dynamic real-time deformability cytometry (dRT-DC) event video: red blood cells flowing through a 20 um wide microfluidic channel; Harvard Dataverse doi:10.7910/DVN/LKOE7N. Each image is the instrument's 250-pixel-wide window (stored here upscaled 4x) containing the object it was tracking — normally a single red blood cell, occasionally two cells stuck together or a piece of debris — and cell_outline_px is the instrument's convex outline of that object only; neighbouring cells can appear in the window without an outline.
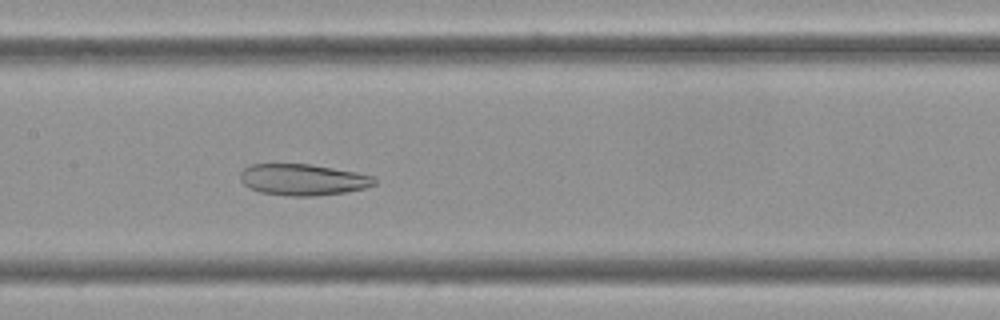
{"species": "Egyptian fruit bat (a non-hibernating species)", "species_latin": "Rousettus aegyptiacus", "temperature_condition": "cold", "stored_images_in_passage": 35, "camera_frame_rate_fps": 3000, "um_per_image_px": 0.085, "frame": {"image": 1, "passage_image": 12, "time_ms": 3.667, "image_size_px": [1000, 320], "cell_outline_px": [[376, 184], [364, 188], [344, 192], [316, 196], [288, 196], [260, 192], [244, 184], [240, 180], [240, 172], [244, 168], [252, 164], [312, 164], [376, 176]], "centroid_in_image_um": [25.76, 15.27], "position_along_channel_um": 181.6, "area_um2": 24.51}}
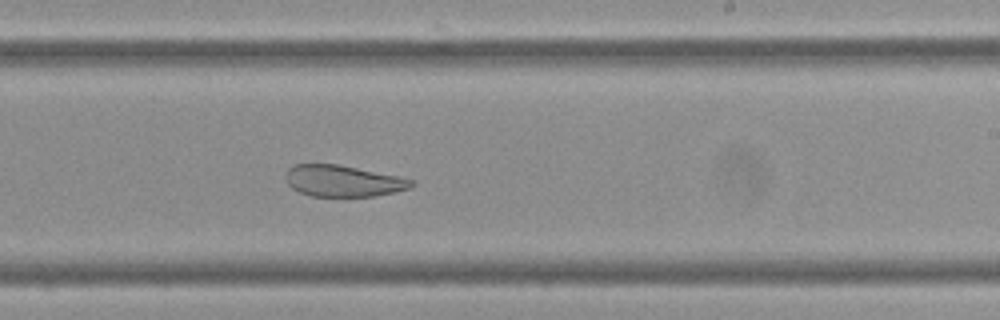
{"frame": {"image": 2, "passage_image": 19, "time_ms": 6.0, "image_size_px": [1000, 320], "cell_outline_px": [[416, 184], [412, 188], [372, 196], [312, 196], [300, 192], [292, 188], [288, 184], [284, 176], [288, 168], [292, 164], [336, 164], [400, 176], [412, 180]], "centroid_in_image_um": [29.15, 15.37], "position_along_channel_um": 259.9, "area_um2": 23.0}}
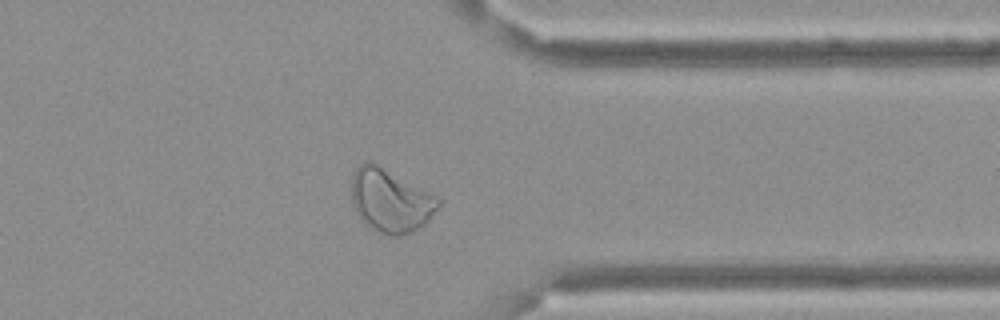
{"frame": {"image": 3, "passage_image": 30, "time_ms": 9.667, "image_size_px": [1000, 320], "cell_outline_px": [[440, 204], [428, 220], [420, 228], [412, 232], [396, 236], [392, 236], [380, 232], [372, 228], [356, 212], [352, 204], [352, 176], [356, 168], [360, 164], [368, 160], [372, 160], [436, 196], [440, 200]], "centroid_in_image_um": [33.17, 17.02], "position_along_channel_um": 378.2, "area_um2": 31.73}, "authors_computed_cell_mechanics": {"area_um2": 25.9522, "velocity_mm_per_s": 3.3618, "shape_relaxation_time_tau1_ms": null, "shape_relaxation_time_tau2_ms": 3.2053, "deformation_change_tau1": null, "deformation_change_tau2": 0.1028}}